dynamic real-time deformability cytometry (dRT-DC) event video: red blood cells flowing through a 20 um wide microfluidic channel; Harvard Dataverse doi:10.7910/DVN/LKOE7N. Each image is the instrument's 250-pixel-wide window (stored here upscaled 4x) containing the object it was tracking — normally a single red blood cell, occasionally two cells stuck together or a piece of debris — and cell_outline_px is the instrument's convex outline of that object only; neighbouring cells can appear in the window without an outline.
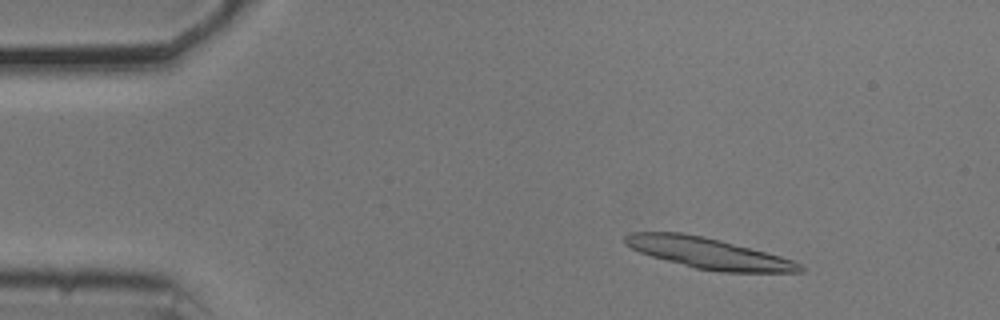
{"species": "common noctule bat (a hibernating species)", "species_latin": "Nyctalus noctula", "temperature_condition": "cold", "stored_images_in_passage": 54, "segment_of_instrument_passage": [1, 2], "camera_frame_rate_fps": 3000, "um_per_image_px": 0.085, "animal": {"sex": "male", "body_mass_g": 20.5, "forearm_length_mm": 52.5}, "frame": {"image": 1, "passage_image": 7, "time_ms": 2.0, "image_size_px": [1000, 320], "cell_outline_px": [[804, 272], [720, 272], [696, 268], [652, 256], [640, 252], [624, 244], [624, 236], [628, 232], [680, 232], [704, 236], [720, 240], [780, 256], [792, 260], [800, 264], [804, 268]], "centroid_in_image_um": [60.19, 21.51], "position_along_channel_um": 24.8, "area_um2": 31.15}}